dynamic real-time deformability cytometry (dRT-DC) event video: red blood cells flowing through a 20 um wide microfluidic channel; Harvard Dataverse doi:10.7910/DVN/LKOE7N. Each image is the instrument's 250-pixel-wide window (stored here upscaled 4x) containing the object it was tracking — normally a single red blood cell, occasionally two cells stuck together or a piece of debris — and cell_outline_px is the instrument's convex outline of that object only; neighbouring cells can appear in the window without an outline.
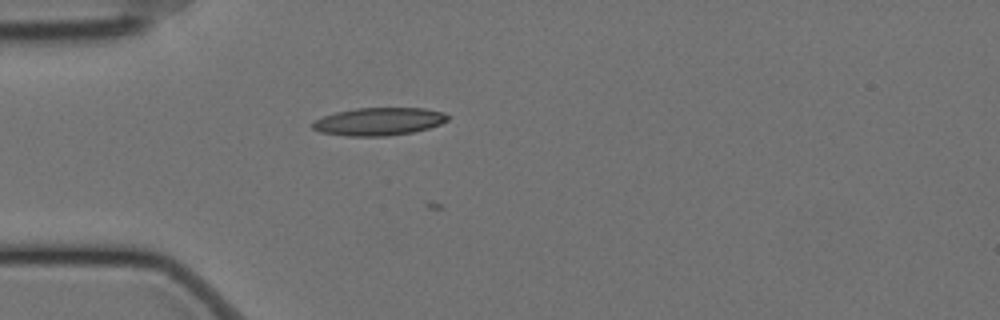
{"species": "Egyptian fruit bat (a non-hibernating species)", "species_latin": "Rousettus aegyptiacus", "temperature_condition": "cold", "stored_images_in_passage": 4, "camera_frame_rate_fps": 3000, "um_per_image_px": 0.085, "animal": {"sex": "female"}, "frame": {"image": 1, "passage_image": 1, "time_ms": 0.0, "image_size_px": [1000, 320], "cell_outline_px": [[448, 120], [440, 124], [428, 128], [412, 132], [388, 136], [344, 136], [320, 132], [312, 128], [312, 120], [336, 112], [356, 108], [424, 108], [444, 112], [448, 116]], "centroid_in_image_um": [32.18, 10.33], "position_along_channel_um": 52.8, "area_um2": 21.96}}